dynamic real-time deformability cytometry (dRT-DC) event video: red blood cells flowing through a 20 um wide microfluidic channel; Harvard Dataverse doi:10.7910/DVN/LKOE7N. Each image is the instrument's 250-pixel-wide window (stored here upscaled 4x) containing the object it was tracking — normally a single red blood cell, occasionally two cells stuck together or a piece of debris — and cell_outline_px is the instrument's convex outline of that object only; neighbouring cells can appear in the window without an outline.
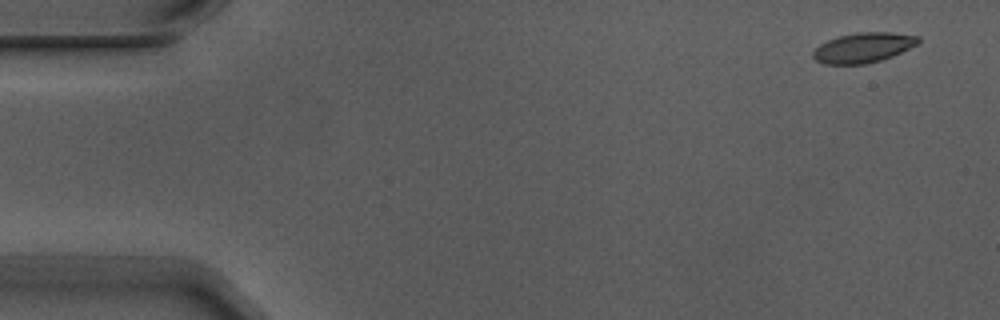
{"species": "Egyptian fruit bat (a non-hibernating species)", "species_latin": "Rousettus aegyptiacus", "temperature_condition": "warm", "stored_images_in_passage": 2, "camera_frame_rate_fps": 3000, "um_per_image_px": 0.085, "animal": {"sex": "male"}, "frame": {"image": 1, "passage_image": 1, "time_ms": 0.0, "image_size_px": [1000, 320], "cell_outline_px": [[920, 40], [916, 44], [892, 56], [880, 60], [864, 64], [824, 64], [816, 60], [812, 56], [812, 52], [820, 44], [836, 36], [856, 32], [892, 32], [920, 36]], "centroid_in_image_um": [73.35, 4.03], "position_along_channel_um": 11.7, "area_um2": 18.32}}